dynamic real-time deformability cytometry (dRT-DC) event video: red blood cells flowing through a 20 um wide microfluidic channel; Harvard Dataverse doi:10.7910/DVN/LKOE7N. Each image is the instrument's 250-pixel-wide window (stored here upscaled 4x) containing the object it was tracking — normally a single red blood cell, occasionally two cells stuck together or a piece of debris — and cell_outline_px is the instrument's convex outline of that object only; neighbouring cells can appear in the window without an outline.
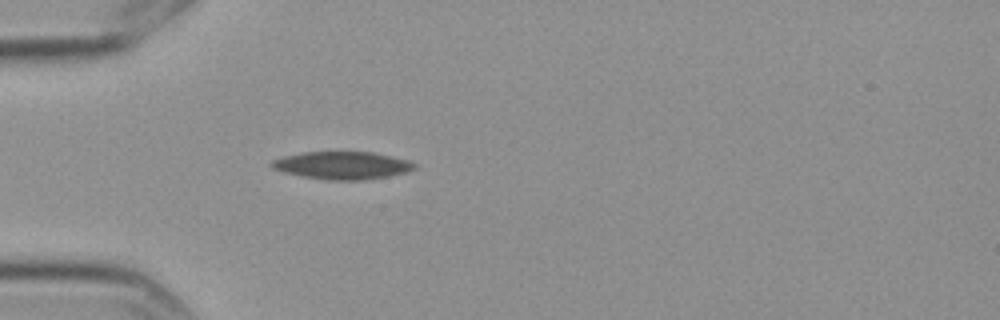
{"species": "Egyptian fruit bat (a non-hibernating species)", "species_latin": "Rousettus aegyptiacus", "temperature_condition": "cold", "stored_images_in_passage": 3, "camera_frame_rate_fps": 3000, "um_per_image_px": 0.085, "frame": {"image": 1, "passage_image": 3, "time_ms": 0.667, "image_size_px": [1000, 320], "cell_outline_px": [[416, 168], [404, 172], [388, 176], [360, 180], [328, 180], [304, 176], [284, 172], [272, 168], [268, 164], [272, 160], [284, 156], [304, 152], [372, 152], [408, 160], [416, 164]], "centroid_in_image_um": [29.06, 14.05], "position_along_channel_um": 55.9, "area_um2": 22.77}}